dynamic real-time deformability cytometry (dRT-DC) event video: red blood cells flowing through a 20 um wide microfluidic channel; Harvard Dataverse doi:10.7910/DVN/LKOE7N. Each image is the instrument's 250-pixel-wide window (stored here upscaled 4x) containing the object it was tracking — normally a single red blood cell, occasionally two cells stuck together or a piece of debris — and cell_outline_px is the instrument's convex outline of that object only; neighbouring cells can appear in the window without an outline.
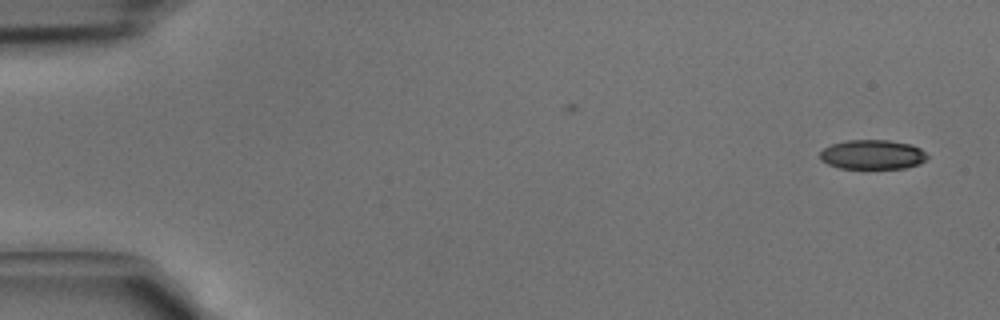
{"species": "common noctule bat (a hibernating species)", "species_latin": "Nyctalus noctula", "temperature_condition": "cold", "stored_images_in_passage": 42, "camera_frame_rate_fps": 3000, "um_per_image_px": 0.085, "animal": {"sex": "male", "body_mass_g": 15.6}, "frame": {"image": 1, "passage_image": 1, "time_ms": 0.0, "image_size_px": [1000, 320], "cell_outline_px": [[928, 160], [920, 164], [904, 168], [840, 168], [828, 164], [820, 160], [820, 152], [824, 148], [832, 144], [844, 140], [888, 140], [912, 144], [920, 148], [928, 156]], "centroid_in_image_um": [74.18, 13.13], "position_along_channel_um": 10.8, "area_um2": 18.55}}
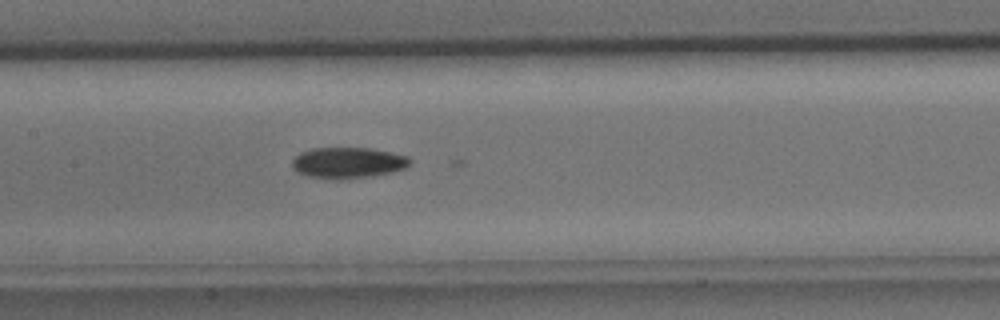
{"frame": {"image": 2, "passage_image": 20, "time_ms": 6.333, "image_size_px": [1000, 320], "cell_outline_px": [[412, 164], [408, 168], [392, 172], [368, 176], [340, 180], [336, 180], [308, 176], [292, 168], [292, 160], [300, 152], [312, 148], [372, 148], [408, 156], [412, 160]], "centroid_in_image_um": [29.61, 13.83], "position_along_channel_um": 177.8, "area_um2": 21.44}}
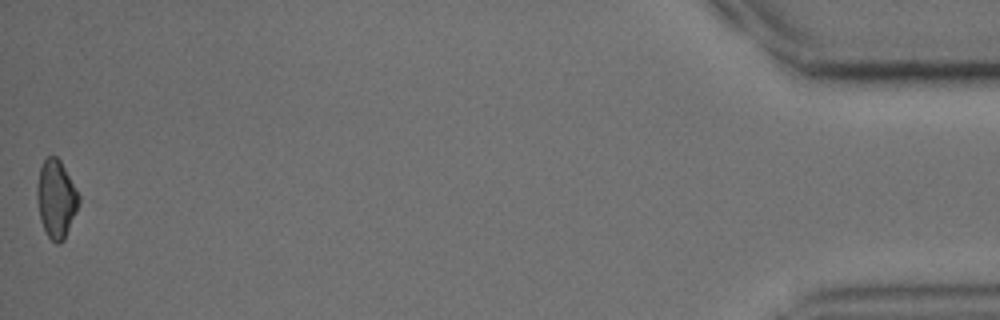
{"frame": {"image": 3, "passage_image": 42, "time_ms": 13.667, "image_size_px": [1000, 320], "cell_outline_px": [[80, 204], [64, 240], [60, 244], [56, 244], [48, 236], [40, 220], [36, 196], [36, 188], [40, 168], [44, 160], [48, 156], [56, 156], [60, 160], [80, 196]], "centroid_in_image_um": [4.78, 16.92], "position_along_channel_um": 430.4, "area_um2": 19.02}}